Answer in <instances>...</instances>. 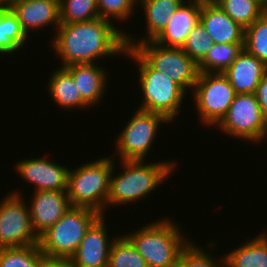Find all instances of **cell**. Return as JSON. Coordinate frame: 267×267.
Wrapping results in <instances>:
<instances>
[{
    "label": "cell",
    "instance_id": "6da1fadb",
    "mask_svg": "<svg viewBox=\"0 0 267 267\" xmlns=\"http://www.w3.org/2000/svg\"><path fill=\"white\" fill-rule=\"evenodd\" d=\"M56 35L51 46L63 62L61 67L98 63L97 60L105 56L123 55L127 48L126 32L100 17L84 22L60 23Z\"/></svg>",
    "mask_w": 267,
    "mask_h": 267
},
{
    "label": "cell",
    "instance_id": "7a4b0ae2",
    "mask_svg": "<svg viewBox=\"0 0 267 267\" xmlns=\"http://www.w3.org/2000/svg\"><path fill=\"white\" fill-rule=\"evenodd\" d=\"M120 162L122 170L125 171L115 175L114 164L109 180L107 208L108 205L133 203L148 196L170 177L177 166L175 161L150 162V164L146 163V160H120Z\"/></svg>",
    "mask_w": 267,
    "mask_h": 267
},
{
    "label": "cell",
    "instance_id": "3957f363",
    "mask_svg": "<svg viewBox=\"0 0 267 267\" xmlns=\"http://www.w3.org/2000/svg\"><path fill=\"white\" fill-rule=\"evenodd\" d=\"M173 222L163 218L125 234L148 267H174L180 251L189 242Z\"/></svg>",
    "mask_w": 267,
    "mask_h": 267
},
{
    "label": "cell",
    "instance_id": "277c9868",
    "mask_svg": "<svg viewBox=\"0 0 267 267\" xmlns=\"http://www.w3.org/2000/svg\"><path fill=\"white\" fill-rule=\"evenodd\" d=\"M124 55L135 60L139 68V84L144 98L138 109L162 114L174 122L188 93L168 75L153 69L133 48H126Z\"/></svg>",
    "mask_w": 267,
    "mask_h": 267
},
{
    "label": "cell",
    "instance_id": "5b68a950",
    "mask_svg": "<svg viewBox=\"0 0 267 267\" xmlns=\"http://www.w3.org/2000/svg\"><path fill=\"white\" fill-rule=\"evenodd\" d=\"M114 160L103 157L69 169L67 195L71 206L90 208L105 215Z\"/></svg>",
    "mask_w": 267,
    "mask_h": 267
},
{
    "label": "cell",
    "instance_id": "8992f818",
    "mask_svg": "<svg viewBox=\"0 0 267 267\" xmlns=\"http://www.w3.org/2000/svg\"><path fill=\"white\" fill-rule=\"evenodd\" d=\"M100 216L90 208L71 206L58 222L39 236L40 251L47 258L70 259Z\"/></svg>",
    "mask_w": 267,
    "mask_h": 267
},
{
    "label": "cell",
    "instance_id": "52a82bcc",
    "mask_svg": "<svg viewBox=\"0 0 267 267\" xmlns=\"http://www.w3.org/2000/svg\"><path fill=\"white\" fill-rule=\"evenodd\" d=\"M192 92L199 119L207 127L222 120L236 95L223 73L199 72Z\"/></svg>",
    "mask_w": 267,
    "mask_h": 267
},
{
    "label": "cell",
    "instance_id": "ba28073f",
    "mask_svg": "<svg viewBox=\"0 0 267 267\" xmlns=\"http://www.w3.org/2000/svg\"><path fill=\"white\" fill-rule=\"evenodd\" d=\"M215 127L243 141L257 143L267 138V120L255 93L236 94L226 115Z\"/></svg>",
    "mask_w": 267,
    "mask_h": 267
},
{
    "label": "cell",
    "instance_id": "9c48e42d",
    "mask_svg": "<svg viewBox=\"0 0 267 267\" xmlns=\"http://www.w3.org/2000/svg\"><path fill=\"white\" fill-rule=\"evenodd\" d=\"M133 49L153 69L168 75L185 92L191 89L192 93L199 74L198 65L182 48L164 47L150 40L136 44Z\"/></svg>",
    "mask_w": 267,
    "mask_h": 267
},
{
    "label": "cell",
    "instance_id": "30bf717a",
    "mask_svg": "<svg viewBox=\"0 0 267 267\" xmlns=\"http://www.w3.org/2000/svg\"><path fill=\"white\" fill-rule=\"evenodd\" d=\"M168 122L162 114L137 109L117 135L116 156L121 160H146L160 124Z\"/></svg>",
    "mask_w": 267,
    "mask_h": 267
},
{
    "label": "cell",
    "instance_id": "8fae6325",
    "mask_svg": "<svg viewBox=\"0 0 267 267\" xmlns=\"http://www.w3.org/2000/svg\"><path fill=\"white\" fill-rule=\"evenodd\" d=\"M9 195V196H8ZM0 201V249L38 244L28 206L21 192H10Z\"/></svg>",
    "mask_w": 267,
    "mask_h": 267
},
{
    "label": "cell",
    "instance_id": "7c38bea8",
    "mask_svg": "<svg viewBox=\"0 0 267 267\" xmlns=\"http://www.w3.org/2000/svg\"><path fill=\"white\" fill-rule=\"evenodd\" d=\"M15 171L34 191H67L69 168L48 158H29L16 162Z\"/></svg>",
    "mask_w": 267,
    "mask_h": 267
},
{
    "label": "cell",
    "instance_id": "4fadbf2b",
    "mask_svg": "<svg viewBox=\"0 0 267 267\" xmlns=\"http://www.w3.org/2000/svg\"><path fill=\"white\" fill-rule=\"evenodd\" d=\"M101 215L87 230L70 261L75 267H108L111 241Z\"/></svg>",
    "mask_w": 267,
    "mask_h": 267
},
{
    "label": "cell",
    "instance_id": "5bb4252c",
    "mask_svg": "<svg viewBox=\"0 0 267 267\" xmlns=\"http://www.w3.org/2000/svg\"><path fill=\"white\" fill-rule=\"evenodd\" d=\"M28 207L31 224L39 237L71 207L67 191H34Z\"/></svg>",
    "mask_w": 267,
    "mask_h": 267
},
{
    "label": "cell",
    "instance_id": "9a60e30c",
    "mask_svg": "<svg viewBox=\"0 0 267 267\" xmlns=\"http://www.w3.org/2000/svg\"><path fill=\"white\" fill-rule=\"evenodd\" d=\"M204 0H189L171 16L166 27L153 40L164 47L182 48L191 30L200 21V12Z\"/></svg>",
    "mask_w": 267,
    "mask_h": 267
},
{
    "label": "cell",
    "instance_id": "2e32d148",
    "mask_svg": "<svg viewBox=\"0 0 267 267\" xmlns=\"http://www.w3.org/2000/svg\"><path fill=\"white\" fill-rule=\"evenodd\" d=\"M60 0H12L9 7L16 14L21 27L28 36L30 29L60 25Z\"/></svg>",
    "mask_w": 267,
    "mask_h": 267
},
{
    "label": "cell",
    "instance_id": "e0dca14e",
    "mask_svg": "<svg viewBox=\"0 0 267 267\" xmlns=\"http://www.w3.org/2000/svg\"><path fill=\"white\" fill-rule=\"evenodd\" d=\"M200 22L214 43H244V28L212 0H204Z\"/></svg>",
    "mask_w": 267,
    "mask_h": 267
},
{
    "label": "cell",
    "instance_id": "ac0fdd59",
    "mask_svg": "<svg viewBox=\"0 0 267 267\" xmlns=\"http://www.w3.org/2000/svg\"><path fill=\"white\" fill-rule=\"evenodd\" d=\"M267 73V66L244 48L223 72L236 94L256 93L257 86Z\"/></svg>",
    "mask_w": 267,
    "mask_h": 267
},
{
    "label": "cell",
    "instance_id": "d6986e66",
    "mask_svg": "<svg viewBox=\"0 0 267 267\" xmlns=\"http://www.w3.org/2000/svg\"><path fill=\"white\" fill-rule=\"evenodd\" d=\"M73 77L82 99L89 105L101 103L106 94L107 74L98 63L73 64L65 67Z\"/></svg>",
    "mask_w": 267,
    "mask_h": 267
},
{
    "label": "cell",
    "instance_id": "ffe728a7",
    "mask_svg": "<svg viewBox=\"0 0 267 267\" xmlns=\"http://www.w3.org/2000/svg\"><path fill=\"white\" fill-rule=\"evenodd\" d=\"M184 0H137V3L144 9L147 30L145 37L138 39L125 35L127 48H133L136 44L154 40L166 27L170 16L178 10Z\"/></svg>",
    "mask_w": 267,
    "mask_h": 267
},
{
    "label": "cell",
    "instance_id": "44dd1931",
    "mask_svg": "<svg viewBox=\"0 0 267 267\" xmlns=\"http://www.w3.org/2000/svg\"><path fill=\"white\" fill-rule=\"evenodd\" d=\"M49 77L48 91L52 100L64 109H75L90 106L82 99L78 88L73 80L72 74L65 68L54 70Z\"/></svg>",
    "mask_w": 267,
    "mask_h": 267
},
{
    "label": "cell",
    "instance_id": "7402d4cb",
    "mask_svg": "<svg viewBox=\"0 0 267 267\" xmlns=\"http://www.w3.org/2000/svg\"><path fill=\"white\" fill-rule=\"evenodd\" d=\"M225 267H267V234L246 241L224 255Z\"/></svg>",
    "mask_w": 267,
    "mask_h": 267
},
{
    "label": "cell",
    "instance_id": "603a6c76",
    "mask_svg": "<svg viewBox=\"0 0 267 267\" xmlns=\"http://www.w3.org/2000/svg\"><path fill=\"white\" fill-rule=\"evenodd\" d=\"M27 35L9 6L0 7V54H12L23 48Z\"/></svg>",
    "mask_w": 267,
    "mask_h": 267
},
{
    "label": "cell",
    "instance_id": "cb8c5ba5",
    "mask_svg": "<svg viewBox=\"0 0 267 267\" xmlns=\"http://www.w3.org/2000/svg\"><path fill=\"white\" fill-rule=\"evenodd\" d=\"M244 43H214L197 64L199 72L223 73L243 50Z\"/></svg>",
    "mask_w": 267,
    "mask_h": 267
},
{
    "label": "cell",
    "instance_id": "d4e9b609",
    "mask_svg": "<svg viewBox=\"0 0 267 267\" xmlns=\"http://www.w3.org/2000/svg\"><path fill=\"white\" fill-rule=\"evenodd\" d=\"M212 1L244 29L265 12V7L258 0Z\"/></svg>",
    "mask_w": 267,
    "mask_h": 267
},
{
    "label": "cell",
    "instance_id": "484cf974",
    "mask_svg": "<svg viewBox=\"0 0 267 267\" xmlns=\"http://www.w3.org/2000/svg\"><path fill=\"white\" fill-rule=\"evenodd\" d=\"M46 258L38 244L0 249V267H44Z\"/></svg>",
    "mask_w": 267,
    "mask_h": 267
},
{
    "label": "cell",
    "instance_id": "4316f807",
    "mask_svg": "<svg viewBox=\"0 0 267 267\" xmlns=\"http://www.w3.org/2000/svg\"><path fill=\"white\" fill-rule=\"evenodd\" d=\"M108 267H148V264L131 241L125 235H121L113 239Z\"/></svg>",
    "mask_w": 267,
    "mask_h": 267
},
{
    "label": "cell",
    "instance_id": "83f0119b",
    "mask_svg": "<svg viewBox=\"0 0 267 267\" xmlns=\"http://www.w3.org/2000/svg\"><path fill=\"white\" fill-rule=\"evenodd\" d=\"M243 48L267 66V13L244 30Z\"/></svg>",
    "mask_w": 267,
    "mask_h": 267
},
{
    "label": "cell",
    "instance_id": "f1b7e54d",
    "mask_svg": "<svg viewBox=\"0 0 267 267\" xmlns=\"http://www.w3.org/2000/svg\"><path fill=\"white\" fill-rule=\"evenodd\" d=\"M60 23H75L99 17L96 0H60Z\"/></svg>",
    "mask_w": 267,
    "mask_h": 267
},
{
    "label": "cell",
    "instance_id": "f546056e",
    "mask_svg": "<svg viewBox=\"0 0 267 267\" xmlns=\"http://www.w3.org/2000/svg\"><path fill=\"white\" fill-rule=\"evenodd\" d=\"M199 247L192 240L189 241L180 251L174 267H225L224 256L215 260L203 248Z\"/></svg>",
    "mask_w": 267,
    "mask_h": 267
},
{
    "label": "cell",
    "instance_id": "4dcf8cb0",
    "mask_svg": "<svg viewBox=\"0 0 267 267\" xmlns=\"http://www.w3.org/2000/svg\"><path fill=\"white\" fill-rule=\"evenodd\" d=\"M214 45L212 38L208 35L205 27L199 21L187 36L182 50L198 64Z\"/></svg>",
    "mask_w": 267,
    "mask_h": 267
},
{
    "label": "cell",
    "instance_id": "1f68e13d",
    "mask_svg": "<svg viewBox=\"0 0 267 267\" xmlns=\"http://www.w3.org/2000/svg\"><path fill=\"white\" fill-rule=\"evenodd\" d=\"M99 17L112 23L113 19L128 20L134 12L137 0H96Z\"/></svg>",
    "mask_w": 267,
    "mask_h": 267
},
{
    "label": "cell",
    "instance_id": "d6a6232c",
    "mask_svg": "<svg viewBox=\"0 0 267 267\" xmlns=\"http://www.w3.org/2000/svg\"><path fill=\"white\" fill-rule=\"evenodd\" d=\"M256 97L264 117L267 120V73L257 86Z\"/></svg>",
    "mask_w": 267,
    "mask_h": 267
},
{
    "label": "cell",
    "instance_id": "836d02e7",
    "mask_svg": "<svg viewBox=\"0 0 267 267\" xmlns=\"http://www.w3.org/2000/svg\"><path fill=\"white\" fill-rule=\"evenodd\" d=\"M44 267H75L70 259L46 258Z\"/></svg>",
    "mask_w": 267,
    "mask_h": 267
},
{
    "label": "cell",
    "instance_id": "e575fe53",
    "mask_svg": "<svg viewBox=\"0 0 267 267\" xmlns=\"http://www.w3.org/2000/svg\"><path fill=\"white\" fill-rule=\"evenodd\" d=\"M12 0H0V7L9 6Z\"/></svg>",
    "mask_w": 267,
    "mask_h": 267
},
{
    "label": "cell",
    "instance_id": "d590c367",
    "mask_svg": "<svg viewBox=\"0 0 267 267\" xmlns=\"http://www.w3.org/2000/svg\"><path fill=\"white\" fill-rule=\"evenodd\" d=\"M264 7L267 5V0H258Z\"/></svg>",
    "mask_w": 267,
    "mask_h": 267
}]
</instances>
